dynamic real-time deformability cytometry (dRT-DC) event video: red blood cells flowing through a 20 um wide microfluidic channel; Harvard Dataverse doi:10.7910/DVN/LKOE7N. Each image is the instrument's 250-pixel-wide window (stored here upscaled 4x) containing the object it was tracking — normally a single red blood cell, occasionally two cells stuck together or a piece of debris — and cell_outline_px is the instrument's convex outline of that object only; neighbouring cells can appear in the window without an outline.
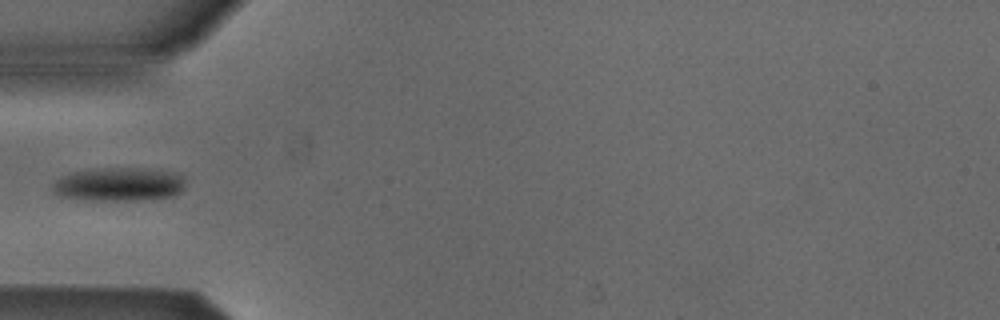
{"species": "Egyptian fruit bat (a non-hibernating species)", "species_latin": "Rousettus aegyptiacus", "temperature_condition": "cold", "stored_images_in_passage": 3, "camera_frame_rate_fps": 3000, "um_per_image_px": 0.085, "animal": {"sex": "male"}, "frame": {"image": 1, "passage_image": 3, "time_ms": 0.667, "image_size_px": [1000, 320], "cell_outline_px": [[184, 188], [180, 192], [172, 196], [152, 200], [88, 200], [56, 196], [52, 192], [52, 184], [60, 176], [72, 172], [104, 168], [136, 168], [176, 172], [184, 176]], "centroid_in_image_um": [10.1, 15.68], "position_along_channel_um": 74.9, "area_um2": 26.36}}